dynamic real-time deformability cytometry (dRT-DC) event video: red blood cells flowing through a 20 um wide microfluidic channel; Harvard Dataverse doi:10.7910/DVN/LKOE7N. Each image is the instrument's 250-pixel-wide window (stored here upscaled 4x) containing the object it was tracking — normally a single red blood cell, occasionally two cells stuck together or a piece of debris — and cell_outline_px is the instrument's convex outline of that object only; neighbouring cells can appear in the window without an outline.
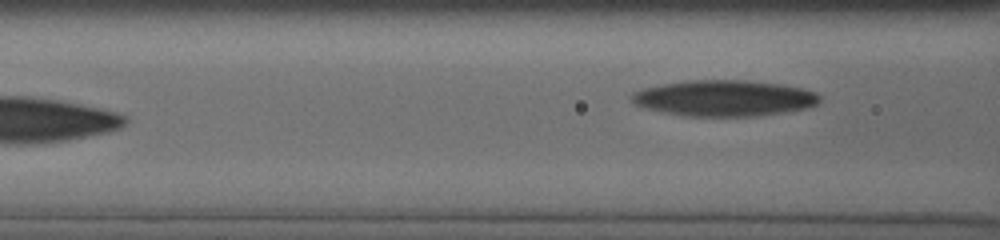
{"species": "human", "species_latin": "Homo sapiens", "temperature_condition": "cold", "stored_images_in_passage": 22, "segment_of_instrument_passage": [2, 2], "camera_frame_rate_fps": 3000, "um_per_image_px": 0.085, "donor": {"sex": "male"}, "frame": {"image": 1, "passage_image": 22, "time_ms": 9.333, "image_size_px": [1000, 240], "cell_outline_px": [[820, 100], [816, 104], [804, 108], [784, 112], [756, 116], [688, 116], [648, 108], [636, 104], [628, 96], [632, 92], [644, 88], [684, 80], [744, 80], [780, 84], [804, 88], [816, 92], [820, 96]], "centroid_in_image_um": [61.58, 8.33], "position_along_channel_um": 105.0, "area_um2": 39.19}}